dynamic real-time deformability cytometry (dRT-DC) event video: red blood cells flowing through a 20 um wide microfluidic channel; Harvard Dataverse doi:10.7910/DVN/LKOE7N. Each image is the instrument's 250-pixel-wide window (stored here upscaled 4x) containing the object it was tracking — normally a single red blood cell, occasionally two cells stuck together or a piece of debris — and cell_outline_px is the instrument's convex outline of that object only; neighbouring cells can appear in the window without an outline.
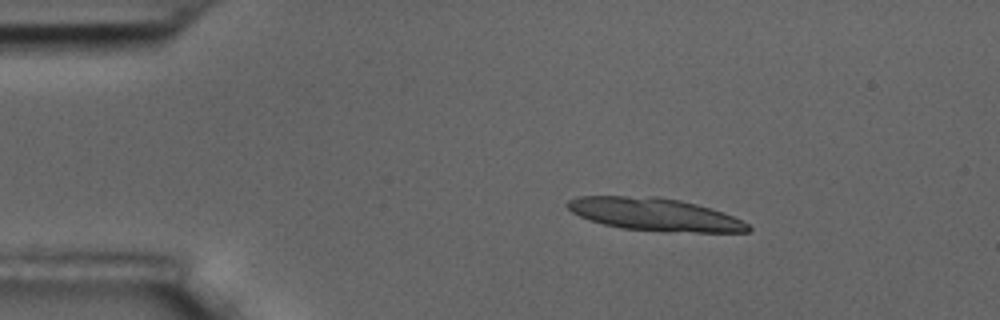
{"species": "common noctule bat (a hibernating species)", "species_latin": "Nyctalus noctula", "temperature_condition": "room temperature", "stored_images_in_passage": 49, "segment_of_instrument_passage": [1, 2], "camera_frame_rate_fps": 3000, "um_per_image_px": 0.085, "animal": {"sex": "male", "body_mass_g": 17.5, "forearm_length_mm": 52.3}, "frame": {"image": 1, "passage_image": 2, "time_ms": 0.333, "image_size_px": [1000, 320], "cell_outline_px": [[752, 228], [748, 232], [696, 232], [620, 228], [604, 224], [580, 216], [572, 212], [564, 204], [568, 200], [576, 196], [656, 196], [680, 200], [696, 204], [724, 212], [748, 224]], "centroid_in_image_um": [55.63, 18.2], "position_along_channel_um": 29.4, "area_um2": 34.1}}